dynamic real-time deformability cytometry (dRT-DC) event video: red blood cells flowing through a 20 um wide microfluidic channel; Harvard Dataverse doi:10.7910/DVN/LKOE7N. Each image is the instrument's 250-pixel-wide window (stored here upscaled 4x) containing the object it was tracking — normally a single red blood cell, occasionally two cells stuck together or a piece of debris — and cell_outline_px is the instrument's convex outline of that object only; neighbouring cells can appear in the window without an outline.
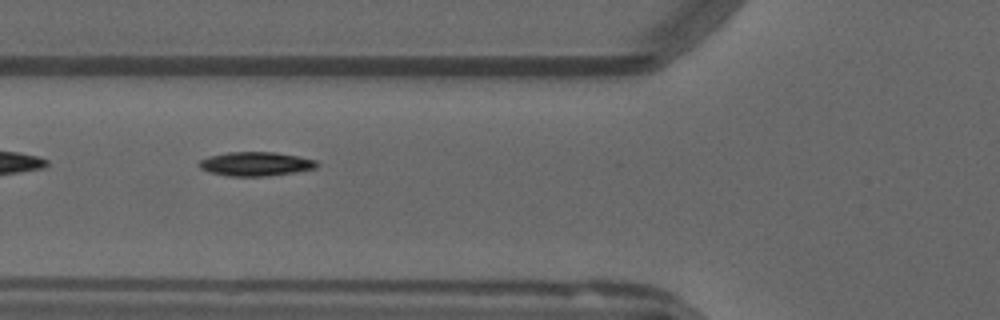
{"species": "common noctule bat (a hibernating species)", "species_latin": "Nyctalus noctula", "temperature_condition": "warm", "stored_images_in_passage": 37, "camera_frame_rate_fps": 3000, "um_per_image_px": 0.085, "animal": {"sex": "male", "forearm_length_mm": 52.5}, "frame": {"image": 1, "passage_image": 3, "time_ms": 0.667, "image_size_px": [1000, 320], "cell_outline_px": [[320, 164], [316, 168], [296, 172], [264, 176], [228, 176], [208, 172], [200, 168], [196, 164], [200, 160], [208, 156], [228, 152], [276, 152], [316, 160]], "centroid_in_image_um": [21.7, 13.93], "position_along_channel_um": 104.1, "area_um2": 16.59}}
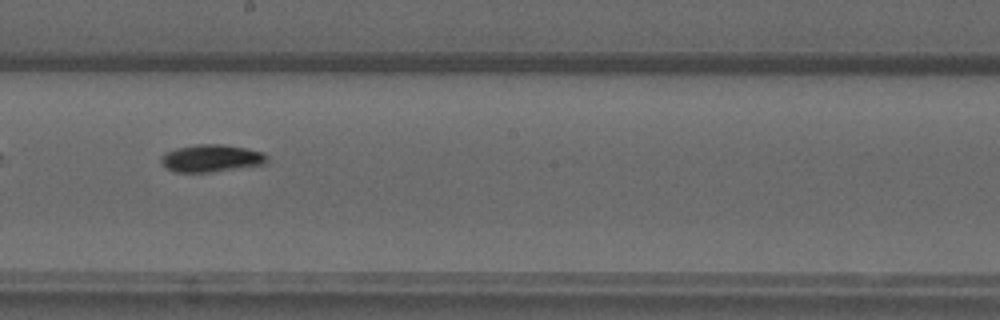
{"frame": {"image": 2, "passage_image": 13, "time_ms": 4.0, "image_size_px": [1000, 320], "cell_outline_px": [[268, 160], [264, 164], [212, 172], [176, 172], [164, 168], [160, 164], [160, 156], [176, 148], [196, 144], [224, 144], [264, 152], [268, 156]], "centroid_in_image_um": [17.93, 13.45], "position_along_channel_um": 230.3, "area_um2": 17.05}}
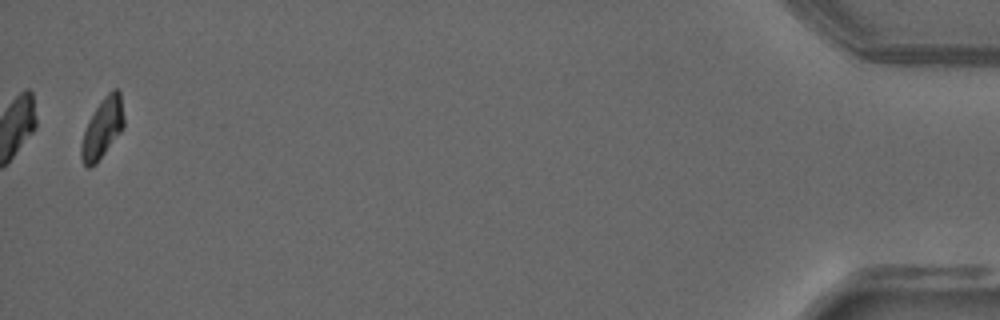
{"frame": {"image": 3, "passage_image": 36, "time_ms": 11.667, "image_size_px": [1000, 320], "cell_outline_px": [[124, 124], [120, 132], [96, 164], [88, 168], [84, 164], [80, 156], [80, 144], [88, 120], [104, 96], [112, 88], [116, 88], [120, 92], [124, 116]], "centroid_in_image_um": [8.69, 10.89], "position_along_channel_um": 426.5, "area_um2": 14.8}}